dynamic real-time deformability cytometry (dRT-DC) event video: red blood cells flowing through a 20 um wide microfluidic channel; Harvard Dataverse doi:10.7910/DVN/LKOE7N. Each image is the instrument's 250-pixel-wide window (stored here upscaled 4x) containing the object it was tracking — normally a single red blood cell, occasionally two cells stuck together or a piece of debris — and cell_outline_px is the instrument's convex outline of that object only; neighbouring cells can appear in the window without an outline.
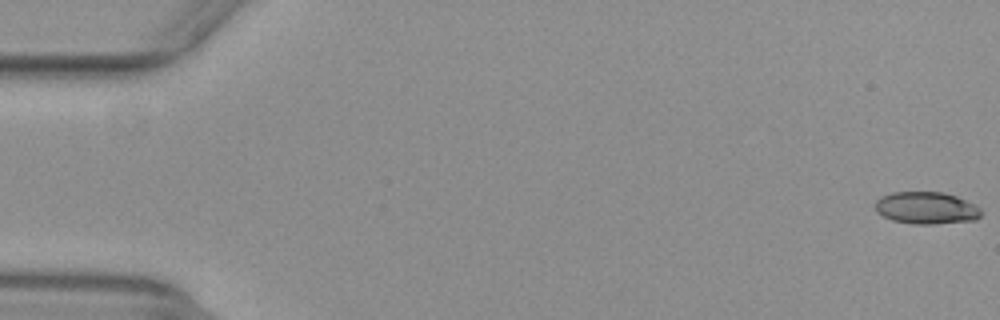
{"species": "common noctule bat (a hibernating species)", "species_latin": "Nyctalus noctula", "temperature_condition": "warm", "stored_images_in_passage": 4, "camera_frame_rate_fps": 3000, "um_per_image_px": 0.085, "animal": {"sex": "female", "body_mass_g": 29.2, "forearm_length_mm": 56.3}, "frame": {"image": 1, "passage_image": 1, "time_ms": 0.0, "image_size_px": [1000, 320], "cell_outline_px": [[980, 216], [976, 220], [936, 224], [912, 224], [892, 220], [876, 212], [876, 200], [880, 196], [892, 192], [944, 192], [956, 196], [976, 204], [980, 208]], "centroid_in_image_um": [78.74, 17.67], "position_along_channel_um": 6.3, "area_um2": 20.0}}